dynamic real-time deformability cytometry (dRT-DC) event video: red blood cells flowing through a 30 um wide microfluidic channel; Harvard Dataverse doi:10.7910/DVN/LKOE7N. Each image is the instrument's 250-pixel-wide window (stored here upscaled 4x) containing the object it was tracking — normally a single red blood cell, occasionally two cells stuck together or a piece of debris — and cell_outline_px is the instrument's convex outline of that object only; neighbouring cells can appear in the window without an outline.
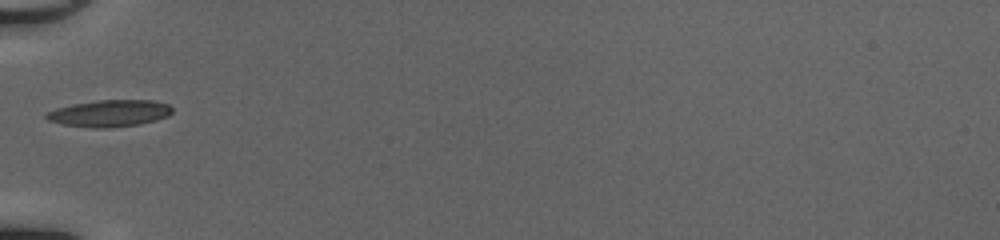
{"species": "common noctule bat (a hibernating species)", "species_latin": "Nyctalus noctula", "temperature_condition": "cold", "stored_images_in_passage": 32, "camera_frame_rate_fps": 3000, "um_per_image_px": 0.085, "animal": {"sex": "female", "body_mass_g": 20.0, "forearm_length_mm": 54.0}, "frame": {"image": 1, "passage_image": 1, "time_ms": 0.0, "image_size_px": [1000, 240], "cell_outline_px": [[172, 112], [168, 116], [156, 120], [140, 124], [108, 128], [92, 128], [60, 124], [48, 120], [44, 116], [48, 112], [56, 108], [72, 104], [96, 100], [152, 100], [168, 104], [172, 108]], "centroid_in_image_um": [9.3, 9.63], "position_along_channel_um": 75.7, "area_um2": 19.77}}
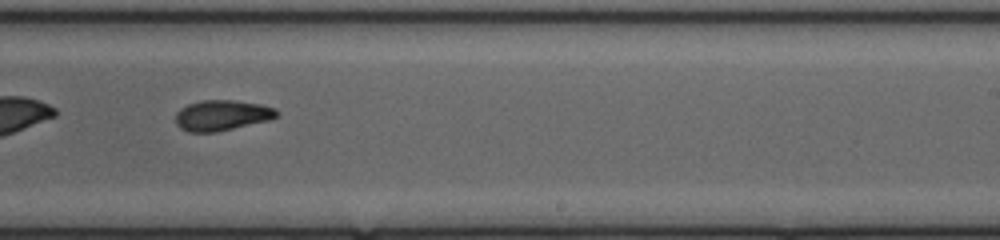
{"frame": {"image": 2, "passage_image": 15, "time_ms": 4.667, "image_size_px": [1000, 240], "cell_outline_px": [[280, 112], [272, 120], [216, 132], [188, 132], [180, 128], [176, 124], [176, 112], [180, 108], [188, 104], [200, 100], [232, 100], [260, 104], [276, 108]], "centroid_in_image_um": [18.88, 9.8], "position_along_channel_um": 270.1, "area_um2": 18.21}}
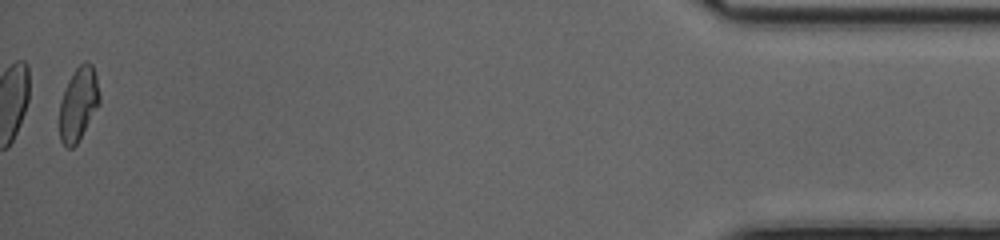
{"frame": {"image": 3, "passage_image": 32, "time_ms": 10.333, "image_size_px": [1000, 240], "cell_outline_px": [[100, 104], [76, 144], [72, 148], [68, 148], [60, 140], [60, 100], [68, 80], [76, 68], [84, 60], [88, 60], [92, 64], [96, 76], [100, 96]], "centroid_in_image_um": [6.67, 8.8], "position_along_channel_um": 428.5, "area_um2": 17.11}, "authors_computed_cell_mechanics": {"area_um2": 18.0047, "velocity_mm_per_s": 4.17, "shape_relaxation_time_tau1_ms": 4.904, "shape_relaxation_time_tau2_ms": 2.3169, "deformation_change_tau1": 0.1861, "deformation_change_tau2": 0.0815}}